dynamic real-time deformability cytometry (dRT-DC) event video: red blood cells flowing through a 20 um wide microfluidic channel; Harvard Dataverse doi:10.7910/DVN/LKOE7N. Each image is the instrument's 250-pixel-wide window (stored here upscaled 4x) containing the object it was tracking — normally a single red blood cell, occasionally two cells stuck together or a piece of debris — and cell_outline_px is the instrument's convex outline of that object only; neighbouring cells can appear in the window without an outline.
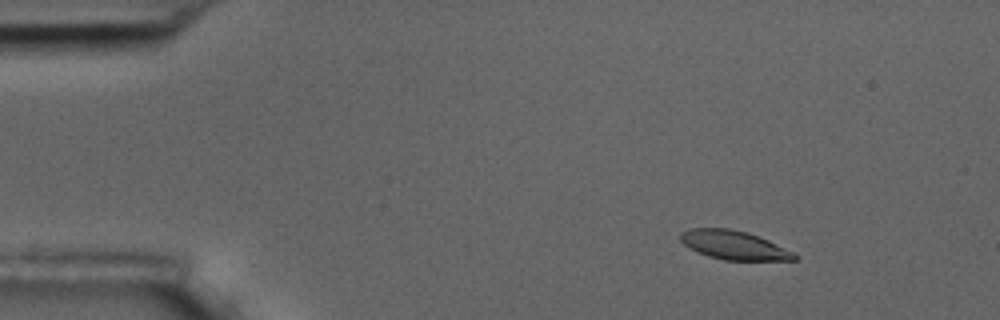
{"species": "common noctule bat (a hibernating species)", "species_latin": "Nyctalus noctula", "temperature_condition": "room temperature", "stored_images_in_passage": 51, "camera_frame_rate_fps": 3000, "um_per_image_px": 0.085, "animal": {"sex": "male", "body_mass_g": 17.5, "forearm_length_mm": 52.3}, "frame": {"image": 1, "passage_image": 2, "time_ms": 0.333, "image_size_px": [1000, 320], "cell_outline_px": [[800, 256], [796, 260], [724, 260], [708, 256], [684, 244], [680, 240], [680, 232], [688, 228], [728, 228], [748, 232], [768, 240]], "centroid_in_image_um": [62.38, 20.82], "position_along_channel_um": 22.6, "area_um2": 19.02}}
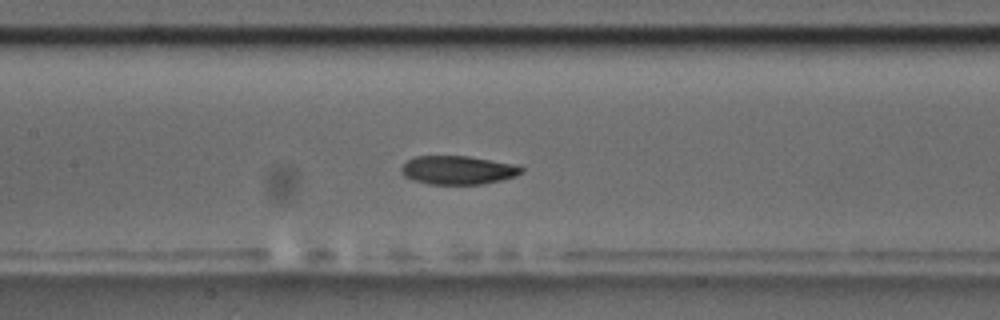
{"frame": {"image": 2, "passage_image": 21, "time_ms": 6.667, "image_size_px": [1000, 320], "cell_outline_px": [[524, 172], [516, 176], [500, 180], [480, 184], [428, 184], [412, 180], [404, 176], [400, 172], [400, 168], [408, 160], [416, 156], [468, 156], [520, 164], [524, 168]], "centroid_in_image_um": [38.96, 14.45], "position_along_channel_um": 168.4, "area_um2": 20.29}}
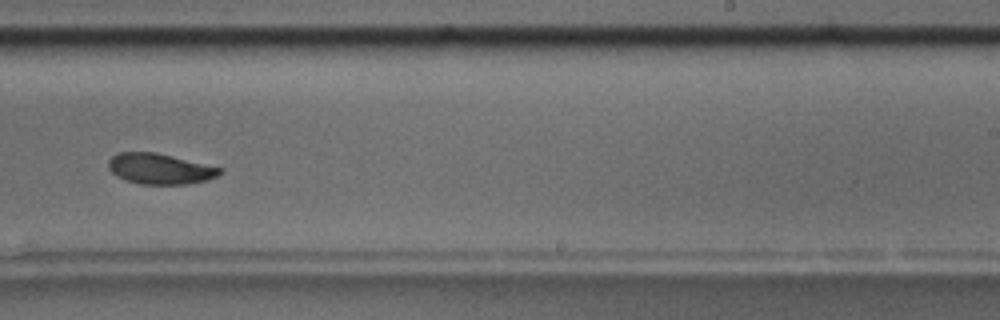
{"frame": {"image": 3, "passage_image": 30, "time_ms": 9.667, "image_size_px": [1000, 320], "cell_outline_px": [[224, 172], [208, 180], [188, 184], [140, 184], [124, 180], [116, 176], [108, 168], [108, 160], [112, 156], [120, 152], [156, 152], [224, 168]], "centroid_in_image_um": [13.61, 14.35], "position_along_channel_um": 275.4, "area_um2": 20.11}, "authors_computed_cell_mechanics": {"area_um2": 20.5768, "velocity_mm_per_s": 3.5816, "shape_relaxation_time_tau1_ms": 4.2729, "shape_relaxation_time_tau2_ms": 3.3266, "deformation_change_tau1": 0.1219, "deformation_change_tau2": 0.0678}}